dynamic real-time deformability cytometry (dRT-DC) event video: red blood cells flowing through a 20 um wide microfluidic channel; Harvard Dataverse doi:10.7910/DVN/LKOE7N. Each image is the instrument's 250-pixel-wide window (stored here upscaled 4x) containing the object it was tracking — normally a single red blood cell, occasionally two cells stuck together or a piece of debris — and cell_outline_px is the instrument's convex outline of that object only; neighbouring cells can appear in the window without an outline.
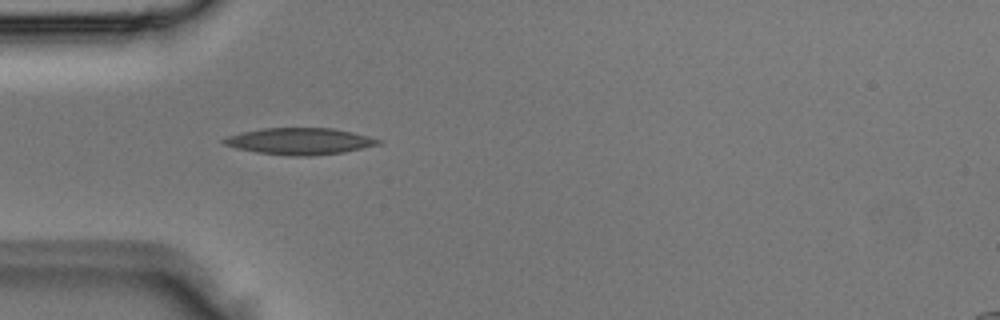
{"species": "Egyptian fruit bat (a non-hibernating species)", "species_latin": "Rousettus aegyptiacus", "temperature_condition": "room temperature", "stored_images_in_passage": 2, "camera_frame_rate_fps": 3000, "um_per_image_px": 0.085, "animal": {"sex": "male"}, "frame": {"image": 1, "passage_image": 2, "time_ms": 0.333, "image_size_px": [1000, 320], "cell_outline_px": [[384, 144], [344, 152], [308, 156], [288, 156], [256, 152], [236, 148], [224, 144], [220, 140], [228, 136], [244, 132], [264, 128], [332, 128], [352, 132], [384, 140]], "centroid_in_image_um": [25.53, 12.01], "position_along_channel_um": 59.5, "area_um2": 24.04}}